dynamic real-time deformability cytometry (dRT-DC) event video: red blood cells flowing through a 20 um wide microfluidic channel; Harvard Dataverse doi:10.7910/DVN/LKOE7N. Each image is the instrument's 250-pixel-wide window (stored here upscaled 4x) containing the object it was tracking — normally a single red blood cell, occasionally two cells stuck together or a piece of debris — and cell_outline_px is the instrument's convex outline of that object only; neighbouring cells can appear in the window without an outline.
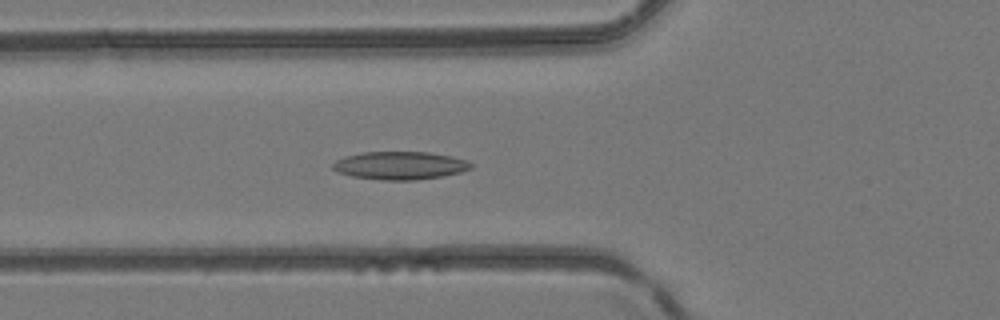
{"species": "common noctule bat (a hibernating species)", "species_latin": "Nyctalus noctula", "temperature_condition": "room temperature", "stored_images_in_passage": 49, "camera_frame_rate_fps": 3000, "um_per_image_px": 0.085, "animal": {"sex": "female", "body_mass_g": 24.6, "forearm_length_mm": 56.2}, "frame": {"image": 1, "passage_image": 19, "time_ms": 6.0, "image_size_px": [1000, 320], "cell_outline_px": [[472, 168], [460, 172], [444, 176], [416, 180], [380, 180], [352, 176], [336, 172], [332, 168], [332, 164], [336, 160], [344, 156], [364, 152], [428, 152], [452, 156], [468, 160], [472, 164]], "centroid_in_image_um": [34.0, 14.07], "position_along_channel_um": 91.8, "area_um2": 22.72}}
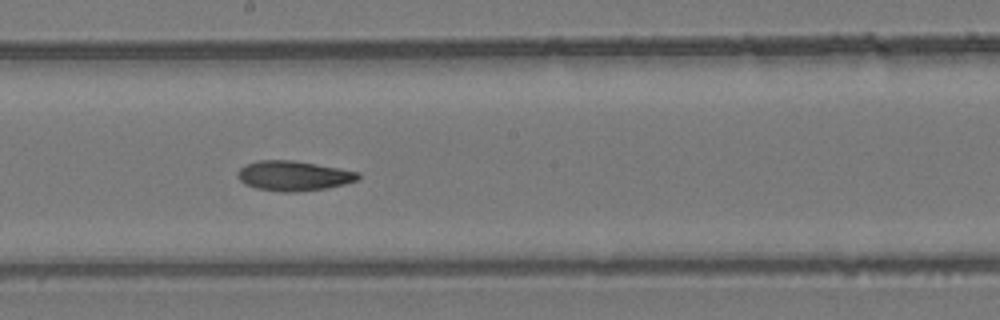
{"frame": {"image": 2, "passage_image": 28, "time_ms": 9.0, "image_size_px": [1000, 320], "cell_outline_px": [[360, 176], [356, 180], [344, 184], [328, 188], [296, 192], [284, 192], [256, 188], [244, 184], [236, 176], [236, 172], [244, 164], [256, 160], [292, 160], [360, 172]], "centroid_in_image_um": [24.9, 14.94], "position_along_channel_um": 223.3, "area_um2": 21.04}}
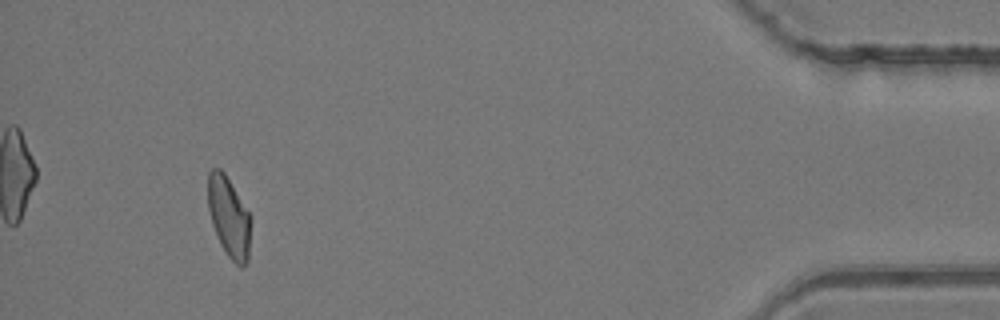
{"frame": {"image": 3, "passage_image": 46, "time_ms": 15.0, "image_size_px": [1000, 320], "cell_outline_px": [[252, 216], [248, 260], [244, 268], [240, 268], [228, 256], [220, 244], [216, 236], [212, 224], [208, 208], [208, 172], [212, 168], [220, 168], [224, 172]], "centroid_in_image_um": [19.48, 18.47], "position_along_channel_um": 415.7, "area_um2": 20.46}}